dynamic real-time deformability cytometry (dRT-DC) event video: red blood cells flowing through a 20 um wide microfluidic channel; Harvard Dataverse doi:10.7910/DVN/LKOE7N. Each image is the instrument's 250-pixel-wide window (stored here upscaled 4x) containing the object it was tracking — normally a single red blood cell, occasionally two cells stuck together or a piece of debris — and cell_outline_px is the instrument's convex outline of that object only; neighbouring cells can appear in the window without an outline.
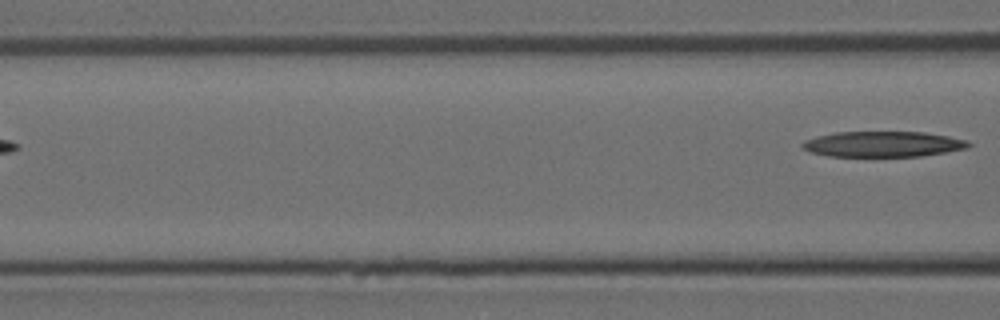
{"species": "Egyptian fruit bat (a non-hibernating species)", "species_latin": "Rousettus aegyptiacus", "temperature_condition": "room temperature", "stored_images_in_passage": 4, "segment_of_instrument_passage": [2, 2], "camera_frame_rate_fps": 3000, "um_per_image_px": 0.085, "animal": {"sex": "female"}, "frame": {"image": 1, "passage_image": 4, "time_ms": 1.0, "image_size_px": [1000, 320], "cell_outline_px": [[972, 144], [968, 148], [920, 156], [828, 156], [812, 152], [804, 148], [800, 144], [804, 140], [816, 136], [836, 132], [924, 132], [948, 136], [968, 140]], "centroid_in_image_um": [75.06, 12.24], "position_along_channel_um": 91.5, "area_um2": 24.68}}